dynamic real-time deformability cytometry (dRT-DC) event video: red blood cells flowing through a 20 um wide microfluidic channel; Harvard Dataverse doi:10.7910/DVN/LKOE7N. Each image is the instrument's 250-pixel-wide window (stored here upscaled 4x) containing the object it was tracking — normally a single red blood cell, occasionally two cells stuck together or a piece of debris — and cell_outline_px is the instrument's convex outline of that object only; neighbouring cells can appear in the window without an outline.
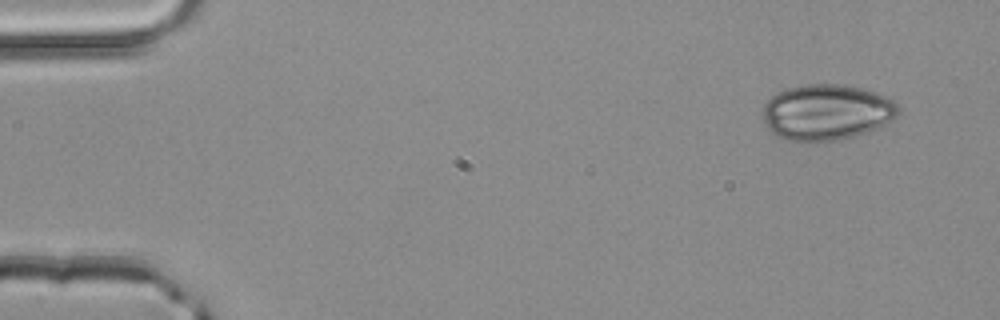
{"species": "common noctule bat (a hibernating species)", "species_latin": "Nyctalus noctula", "temperature_condition": "room temperature", "stored_images_in_passage": 3, "camera_frame_rate_fps": 3000, "um_per_image_px": 0.085, "animal": {"sex": "male", "body_mass_g": 20.4}, "frame": {"image": 1, "passage_image": 1, "time_ms": 0.0, "image_size_px": [1000, 320], "cell_outline_px": [[900, 112], [892, 120], [876, 128], [852, 136], [836, 140], [788, 140], [772, 132], [764, 124], [764, 104], [772, 96], [788, 88], [808, 84], [840, 84], [864, 88], [876, 92], [892, 100], [900, 108]], "centroid_in_image_um": [70.28, 9.51], "position_along_channel_um": 14.7, "area_um2": 43.47}}